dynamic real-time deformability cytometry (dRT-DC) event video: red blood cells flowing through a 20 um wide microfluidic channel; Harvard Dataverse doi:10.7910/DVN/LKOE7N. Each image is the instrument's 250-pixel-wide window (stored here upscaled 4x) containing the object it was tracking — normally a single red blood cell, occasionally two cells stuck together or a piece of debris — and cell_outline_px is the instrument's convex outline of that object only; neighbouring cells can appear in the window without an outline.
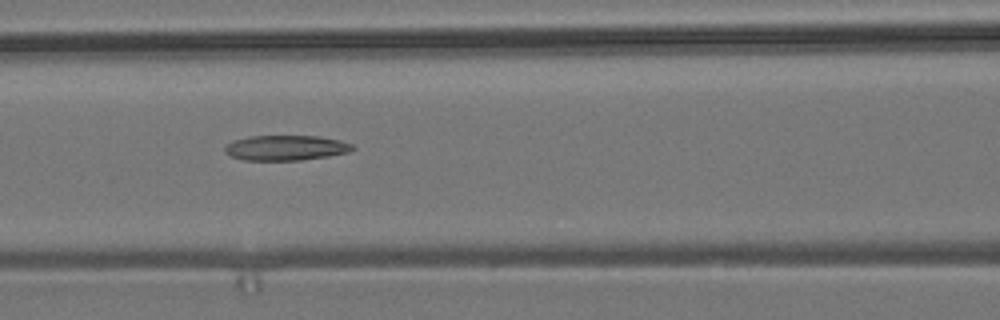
{"species": "common noctule bat (a hibernating species)", "species_latin": "Nyctalus noctula", "temperature_condition": "room temperature", "stored_images_in_passage": 8, "camera_frame_rate_fps": 3000, "um_per_image_px": 0.085, "animal": {"sex": "male", "body_mass_g": 19.2, "forearm_length_mm": 51.8}, "frame": {"image": 1, "passage_image": 5, "time_ms": 4.333, "image_size_px": [1000, 320], "cell_outline_px": [[356, 148], [348, 152], [328, 156], [300, 160], [244, 160], [232, 156], [224, 152], [224, 148], [232, 140], [248, 136], [320, 136], [340, 140], [352, 144]], "centroid_in_image_um": [24.29, 12.56], "position_along_channel_um": 142.3, "area_um2": 18.73}}
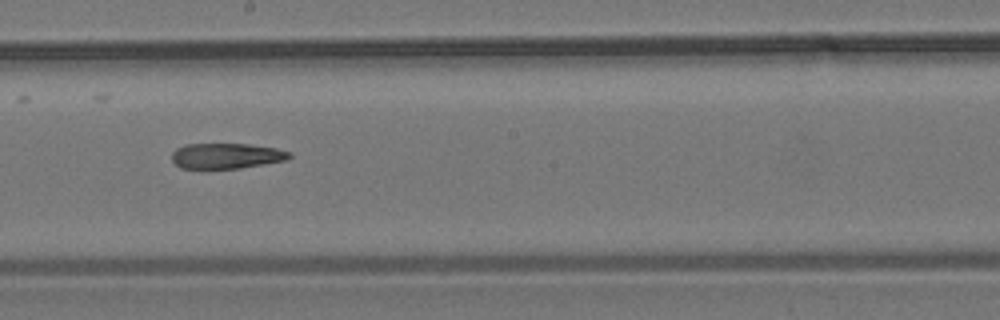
{"frame": {"image": 2, "passage_image": 7, "time_ms": 6.667, "image_size_px": [1000, 320], "cell_outline_px": [[292, 156], [288, 160], [240, 168], [180, 168], [172, 160], [172, 152], [176, 148], [184, 144], [248, 144], [276, 148], [292, 152]], "centroid_in_image_um": [19.27, 13.24], "position_along_channel_um": 228.9, "area_um2": 17.51}}
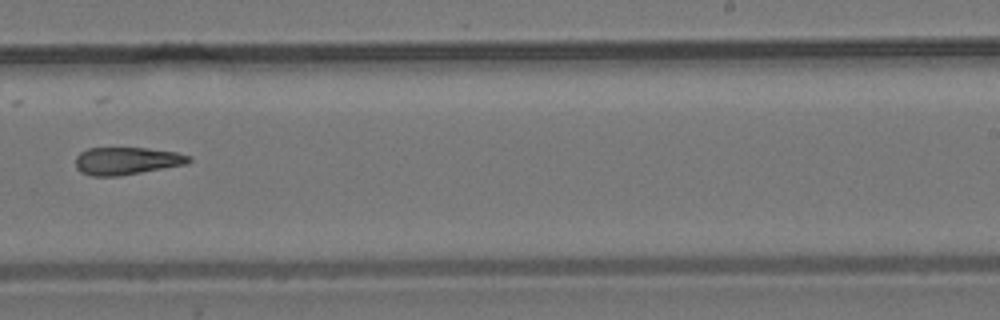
{"frame": {"image": 3, "passage_image": 8, "time_ms": 8.0, "image_size_px": [1000, 320], "cell_outline_px": [[192, 160], [188, 164], [120, 176], [92, 176], [80, 172], [76, 168], [76, 156], [80, 152], [88, 148], [148, 148], [176, 152], [192, 156]], "centroid_in_image_um": [10.79, 13.68], "position_along_channel_um": 278.2, "area_um2": 18.38}}